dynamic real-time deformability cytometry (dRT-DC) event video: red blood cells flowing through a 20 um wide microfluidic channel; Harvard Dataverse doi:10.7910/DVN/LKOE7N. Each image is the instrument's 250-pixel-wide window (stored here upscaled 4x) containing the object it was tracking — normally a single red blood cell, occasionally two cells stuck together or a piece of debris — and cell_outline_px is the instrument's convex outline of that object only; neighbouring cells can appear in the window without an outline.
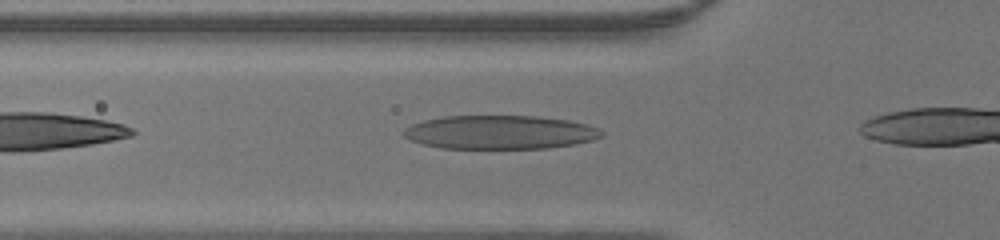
{"species": "human", "species_latin": "Homo sapiens", "temperature_condition": "warm", "stored_images_in_passage": 9, "camera_frame_rate_fps": 3000, "um_per_image_px": 0.085, "donor": {"sex": "male"}, "frame": {"image": 1, "passage_image": 2, "time_ms": 0.333, "image_size_px": [1000, 240], "cell_outline_px": [[604, 136], [592, 140], [576, 144], [548, 148], [440, 148], [420, 144], [408, 140], [404, 136], [404, 128], [412, 124], [424, 120], [444, 116], [536, 116], [568, 120], [588, 124], [600, 128], [604, 132]], "centroid_in_image_um": [42.51, 11.24], "position_along_channel_um": 83.3, "area_um2": 39.19}}
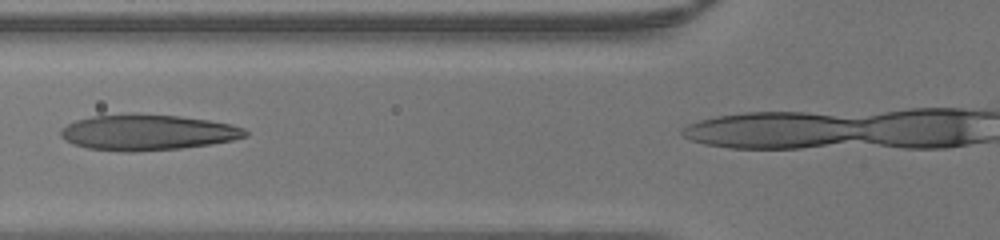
{"frame": {"image": 2, "passage_image": 4, "time_ms": 1.0, "image_size_px": [1000, 240], "cell_outline_px": [[248, 136], [232, 140], [208, 144], [180, 148], [132, 152], [124, 152], [88, 148], [72, 144], [64, 140], [60, 136], [60, 128], [76, 120], [92, 116], [132, 112], [180, 116], [208, 120], [232, 124], [244, 128], [248, 132]], "centroid_in_image_um": [12.5, 11.23], "position_along_channel_um": 113.3, "area_um2": 38.84}}
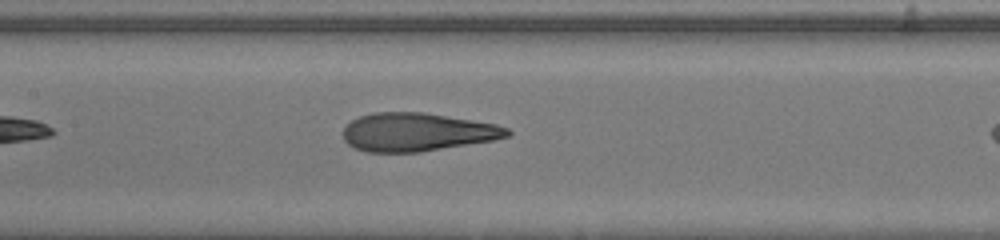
{"frame": {"image": 3, "passage_image": 8, "time_ms": 2.333, "image_size_px": [1000, 240], "cell_outline_px": [[512, 132], [508, 136], [492, 140], [420, 152], [368, 152], [356, 148], [348, 144], [344, 140], [344, 128], [352, 120], [360, 116], [372, 112], [424, 112], [496, 124], [508, 128]], "centroid_in_image_um": [35.44, 11.22], "position_along_channel_um": 172.0, "area_um2": 36.41}}